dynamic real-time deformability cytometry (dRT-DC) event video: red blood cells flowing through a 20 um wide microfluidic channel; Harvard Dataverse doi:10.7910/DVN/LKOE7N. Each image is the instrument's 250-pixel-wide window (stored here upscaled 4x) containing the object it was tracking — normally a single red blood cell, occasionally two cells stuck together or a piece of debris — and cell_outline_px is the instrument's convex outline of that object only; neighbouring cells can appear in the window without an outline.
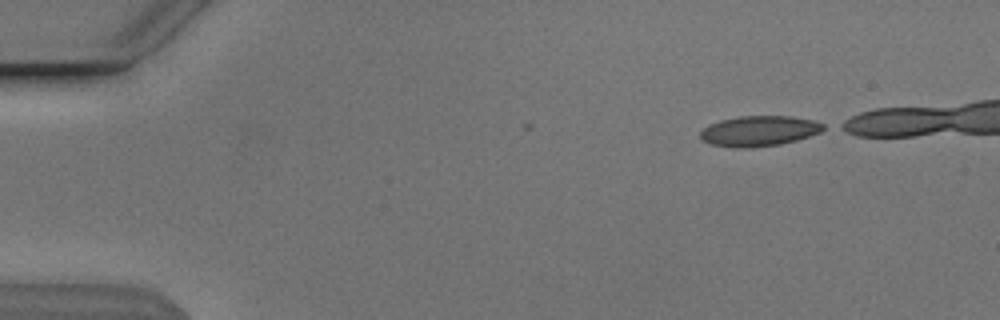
{"species": "Egyptian fruit bat (a non-hibernating species)", "species_latin": "Rousettus aegyptiacus", "temperature_condition": "cold", "stored_images_in_passage": 2, "camera_frame_rate_fps": 3000, "um_per_image_px": 0.085, "animal": {"sex": "male"}, "frame": {"image": 1, "passage_image": 2, "time_ms": 0.333, "image_size_px": [1000, 320], "cell_outline_px": [[828, 128], [820, 132], [796, 140], [780, 144], [752, 148], [736, 148], [712, 144], [700, 140], [700, 132], [708, 124], [720, 120], [740, 116], [792, 116], [812, 120], [824, 124]], "centroid_in_image_um": [64.51, 11.13], "position_along_channel_um": 20.5, "area_um2": 21.91}}